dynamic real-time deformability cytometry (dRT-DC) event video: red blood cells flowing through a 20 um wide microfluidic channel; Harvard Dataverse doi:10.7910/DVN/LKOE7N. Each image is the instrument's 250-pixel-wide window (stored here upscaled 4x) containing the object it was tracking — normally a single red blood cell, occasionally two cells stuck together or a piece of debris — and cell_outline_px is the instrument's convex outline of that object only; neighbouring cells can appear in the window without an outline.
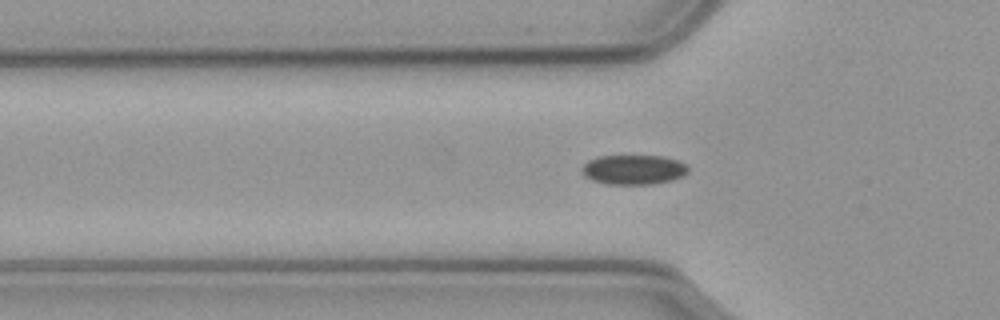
{"species": "common noctule bat (a hibernating species)", "species_latin": "Nyctalus noctula", "temperature_condition": "cold", "stored_images_in_passage": 51, "camera_frame_rate_fps": 3000, "um_per_image_px": 0.085, "animal": {"sex": "male", "body_mass_g": 23.1, "forearm_length_mm": 52.7}, "frame": {"image": 1, "passage_image": 11, "time_ms": 3.333, "image_size_px": [1000, 320], "cell_outline_px": [[688, 172], [684, 176], [672, 180], [648, 184], [608, 184], [592, 180], [584, 176], [580, 168], [588, 160], [600, 156], [660, 156], [676, 160], [688, 164]], "centroid_in_image_um": [53.85, 14.42], "position_along_channel_um": 72.0, "area_um2": 18.38}}
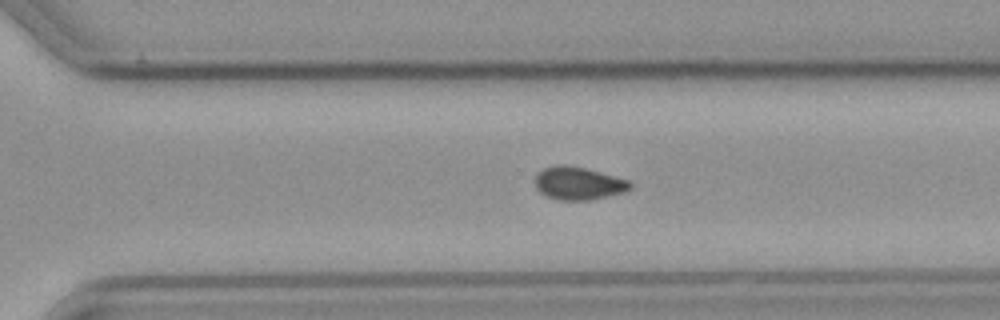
{"frame": {"image": 2, "passage_image": 32, "time_ms": 10.333, "image_size_px": [1000, 320], "cell_outline_px": [[632, 188], [624, 192], [592, 200], [556, 200], [544, 196], [536, 188], [536, 176], [544, 168], [556, 164], [568, 164], [600, 172], [628, 180], [632, 184]], "centroid_in_image_um": [49.16, 15.59], "position_along_channel_um": 321.4, "area_um2": 18.32}}
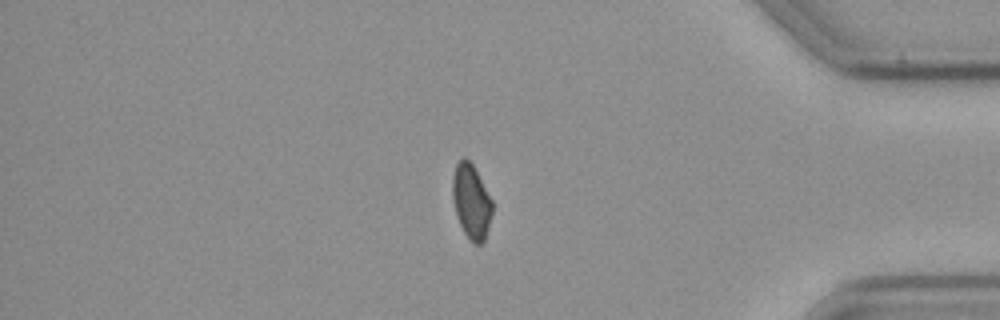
{"frame": {"image": 3, "passage_image": 41, "time_ms": 13.333, "image_size_px": [1000, 320], "cell_outline_px": [[492, 212], [488, 228], [484, 240], [480, 244], [476, 244], [464, 232], [460, 224], [456, 212], [452, 196], [452, 176], [456, 164], [464, 156], [472, 164], [492, 200]], "centroid_in_image_um": [40.05, 17.1], "position_along_channel_um": 395.2, "area_um2": 16.88}, "authors_computed_cell_mechanics": {"area_um2": 18.1492, "velocity_mm_per_s": 3.5462, "shape_relaxation_time_tau1_ms": 4.9345, "shape_relaxation_time_tau2_ms": null, "deformation_change_tau1": 0.0762, "deformation_change_tau2": null}}